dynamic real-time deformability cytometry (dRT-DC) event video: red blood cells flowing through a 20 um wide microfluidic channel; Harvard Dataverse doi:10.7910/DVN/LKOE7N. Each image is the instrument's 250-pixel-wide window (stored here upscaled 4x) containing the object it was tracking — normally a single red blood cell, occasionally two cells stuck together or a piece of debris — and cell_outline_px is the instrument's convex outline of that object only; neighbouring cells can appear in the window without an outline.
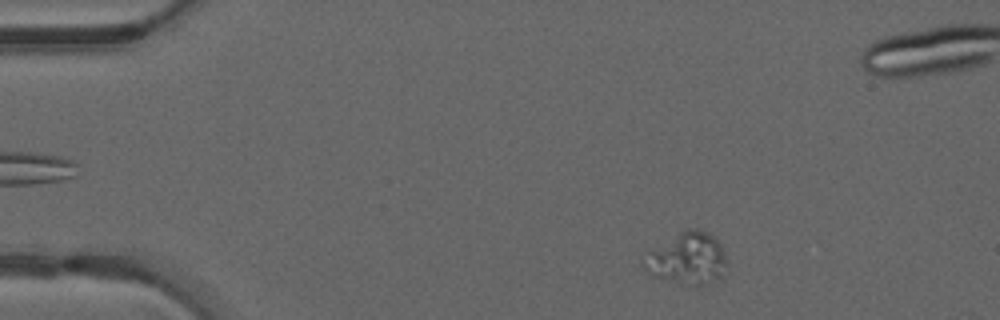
{"species": "common noctule bat (a hibernating species)", "species_latin": "Nyctalus noctula", "temperature_condition": "warm", "stored_images_in_passage": 44, "camera_frame_rate_fps": 3000, "um_per_image_px": 0.085, "animal": {"sex": "male", "forearm_length_mm": 52.5}, "frame": {"image": 1, "passage_image": 3, "time_ms": 0.667, "image_size_px": [1000, 320], "cell_outline_px": [[728, 264], [720, 276], [716, 280], [696, 288], [680, 284], [652, 276], [640, 264], [640, 260], [648, 252], [680, 232], [688, 228], [696, 228], [708, 232], [724, 248]], "centroid_in_image_um": [58.42, 22.01], "position_along_channel_um": 26.6, "area_um2": 25.49}}
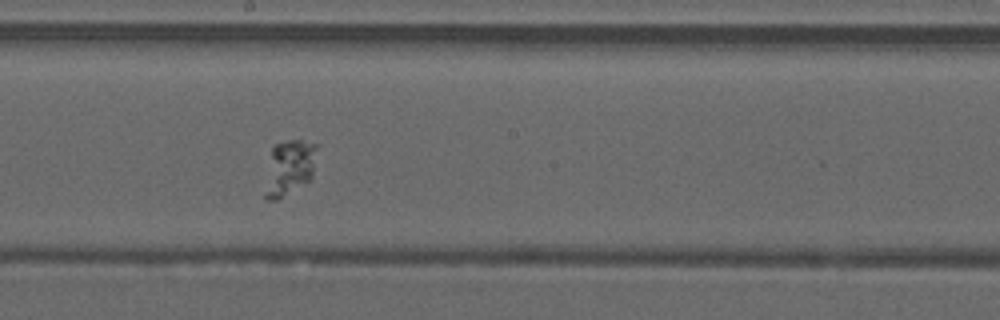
{"frame": {"image": 2, "passage_image": 23, "time_ms": 7.333, "image_size_px": [1000, 320], "cell_outline_px": [[316, 148], [312, 176], [308, 180], [276, 200], [264, 200], [264, 196], [272, 148], [276, 144], [288, 140], [300, 140], [316, 144]], "centroid_in_image_um": [24.58, 14.24], "position_along_channel_um": 223.6, "area_um2": 16.07}}
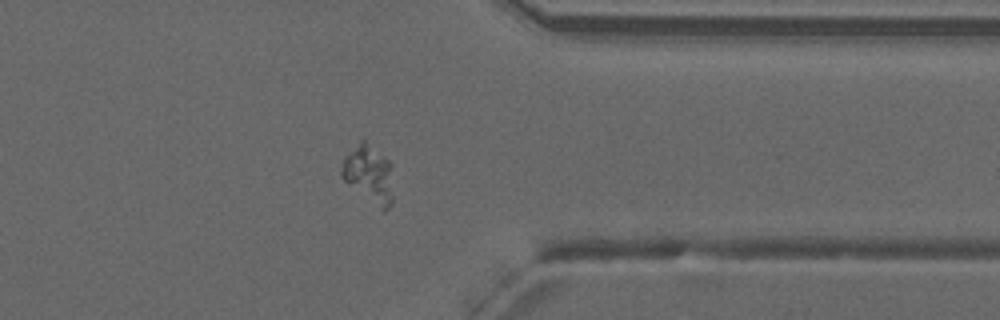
{"frame": {"image": 3, "passage_image": 35, "time_ms": 11.333, "image_size_px": [1000, 320], "cell_outline_px": [[392, 204], [384, 212], [348, 184], [340, 176], [340, 172], [344, 156], [360, 140], [364, 140], [388, 160], [392, 164]], "centroid_in_image_um": [31.36, 14.81], "position_along_channel_um": 380.0, "area_um2": 17.34}}